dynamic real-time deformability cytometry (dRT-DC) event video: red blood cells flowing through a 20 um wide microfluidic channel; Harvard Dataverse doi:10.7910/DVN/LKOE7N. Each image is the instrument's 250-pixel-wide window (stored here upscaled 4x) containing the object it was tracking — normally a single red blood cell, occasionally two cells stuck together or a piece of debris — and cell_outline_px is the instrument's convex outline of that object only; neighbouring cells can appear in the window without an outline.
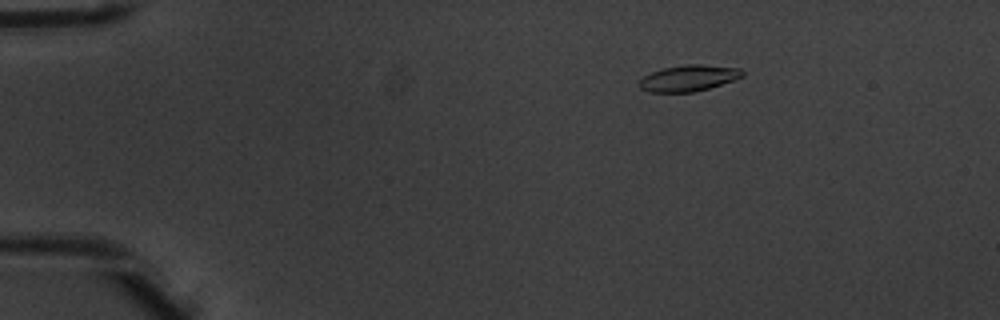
{"species": "common noctule bat (a hibernating species)", "species_latin": "Nyctalus noctula", "temperature_condition": "warm", "stored_images_in_passage": 6, "camera_frame_rate_fps": 3000, "um_per_image_px": 0.085, "animal": {"sex": "male", "body_mass_g": 20.1, "forearm_length_mm": 53.5}, "frame": {"image": 1, "passage_image": 3, "time_ms": 0.667, "image_size_px": [1000, 320], "cell_outline_px": [[744, 76], [736, 80], [708, 88], [692, 92], [648, 92], [640, 88], [636, 84], [644, 76], [652, 72], [664, 68], [688, 64], [700, 64], [740, 68], [744, 72]], "centroid_in_image_um": [58.54, 6.64], "position_along_channel_um": 26.5, "area_um2": 15.78}}
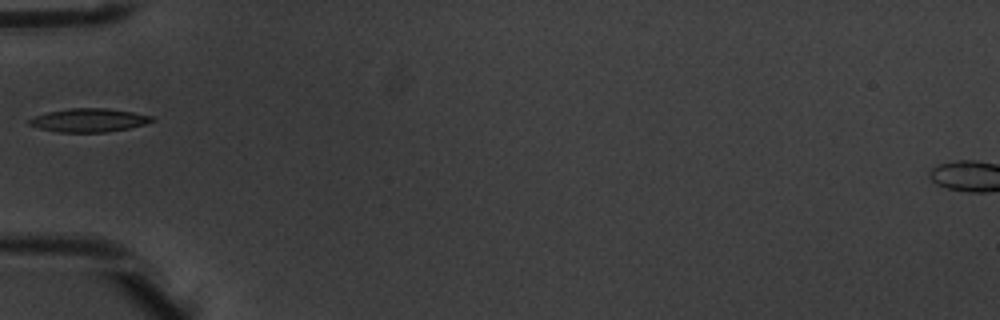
{"frame": {"image": 2, "passage_image": 6, "time_ms": 1.667, "image_size_px": [1000, 320], "cell_outline_px": [[156, 120], [144, 124], [128, 128], [108, 132], [60, 132], [40, 128], [28, 124], [28, 120], [36, 116], [48, 112], [68, 108], [108, 108], [132, 112], [152, 116]], "centroid_in_image_um": [7.57, 10.21], "position_along_channel_um": 77.4, "area_um2": 16.65}}